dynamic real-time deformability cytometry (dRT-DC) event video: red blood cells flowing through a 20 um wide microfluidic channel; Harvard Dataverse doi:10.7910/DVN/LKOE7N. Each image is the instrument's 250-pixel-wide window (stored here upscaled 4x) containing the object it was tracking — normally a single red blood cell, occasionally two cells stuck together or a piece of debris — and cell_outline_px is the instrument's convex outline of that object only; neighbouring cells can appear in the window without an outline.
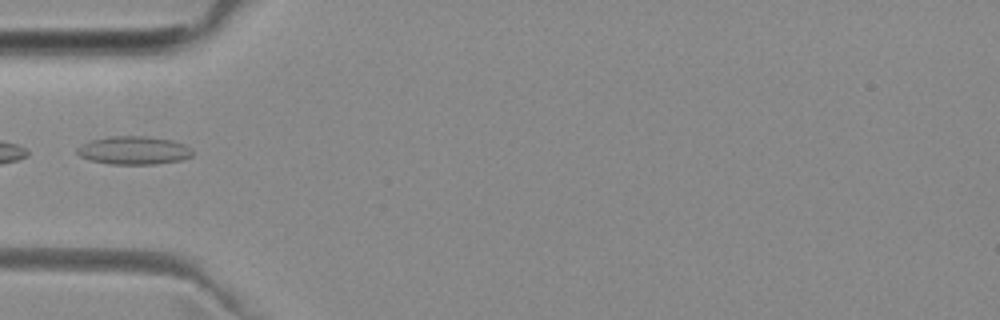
{"species": "common noctule bat (a hibernating species)", "species_latin": "Nyctalus noctula", "temperature_condition": "room temperature", "stored_images_in_passage": 1, "camera_frame_rate_fps": 3000, "um_per_image_px": 0.085, "animal": {"sex": "female", "body_mass_g": 29.2, "forearm_length_mm": 56.3}, "frame": {"image": 1, "passage_image": 1, "time_ms": 0.0, "image_size_px": [1000, 320], "cell_outline_px": [[192, 156], [184, 160], [156, 164], [108, 164], [88, 160], [80, 156], [76, 152], [76, 148], [92, 140], [108, 136], [148, 136], [172, 140], [184, 144], [192, 152]], "centroid_in_image_um": [11.36, 12.79], "position_along_channel_um": 73.6, "area_um2": 19.07}}